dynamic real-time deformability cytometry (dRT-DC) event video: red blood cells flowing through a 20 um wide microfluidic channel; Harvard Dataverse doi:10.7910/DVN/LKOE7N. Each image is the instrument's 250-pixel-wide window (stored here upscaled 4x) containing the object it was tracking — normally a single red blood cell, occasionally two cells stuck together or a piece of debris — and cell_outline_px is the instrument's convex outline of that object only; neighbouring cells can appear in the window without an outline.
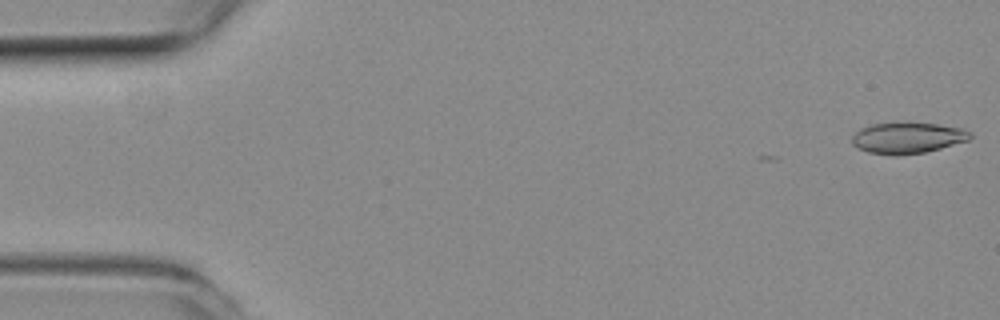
{"species": "common noctule bat (a hibernating species)", "species_latin": "Nyctalus noctula", "temperature_condition": "room temperature", "stored_images_in_passage": 11, "camera_frame_rate_fps": 3000, "um_per_image_px": 0.085, "animal": {"sex": "female", "body_mass_g": 19.3, "forearm_length_mm": 54.1}, "frame": {"image": 1, "passage_image": 1, "time_ms": 0.0, "image_size_px": [1000, 320], "cell_outline_px": [[972, 136], [968, 140], [940, 148], [924, 152], [896, 156], [892, 156], [868, 152], [856, 148], [852, 144], [852, 136], [860, 128], [872, 124], [936, 124], [964, 128], [972, 132]], "centroid_in_image_um": [77.13, 11.74], "position_along_channel_um": 7.9, "area_um2": 21.15}}